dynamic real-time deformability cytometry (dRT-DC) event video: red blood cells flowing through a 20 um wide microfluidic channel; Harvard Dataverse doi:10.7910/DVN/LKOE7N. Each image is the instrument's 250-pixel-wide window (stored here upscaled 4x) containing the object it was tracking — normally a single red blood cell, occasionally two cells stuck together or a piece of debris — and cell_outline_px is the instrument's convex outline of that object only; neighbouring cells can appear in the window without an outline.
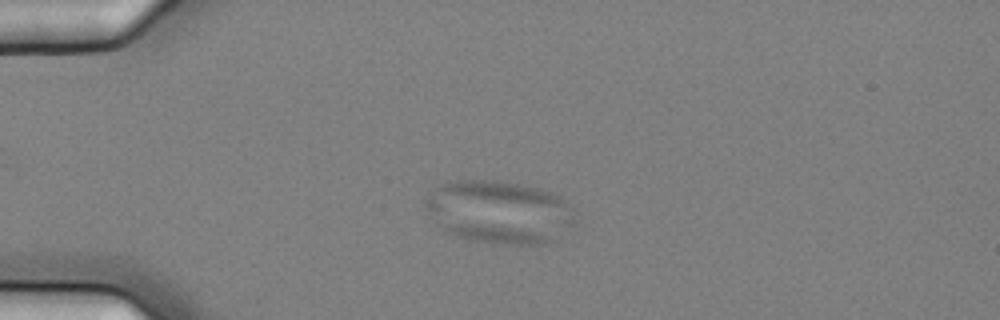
{"species": "common noctule bat (a hibernating species)", "species_latin": "Nyctalus noctula", "temperature_condition": "cold", "stored_images_in_passage": 6, "camera_frame_rate_fps": 3000, "um_per_image_px": 0.085, "animal": {"sex": "female", "body_mass_g": 25.1}, "frame": {"image": 1, "passage_image": 4, "time_ms": 1.0, "image_size_px": [1000, 320], "cell_outline_px": [[576, 220], [556, 240], [536, 244], [492, 244], [456, 236], [444, 232], [428, 212], [424, 204], [436, 188], [444, 184], [460, 180], [496, 180], [540, 188], [560, 196], [572, 208]], "centroid_in_image_um": [42.47, 18.03], "position_along_channel_um": 42.5, "area_um2": 54.62}}